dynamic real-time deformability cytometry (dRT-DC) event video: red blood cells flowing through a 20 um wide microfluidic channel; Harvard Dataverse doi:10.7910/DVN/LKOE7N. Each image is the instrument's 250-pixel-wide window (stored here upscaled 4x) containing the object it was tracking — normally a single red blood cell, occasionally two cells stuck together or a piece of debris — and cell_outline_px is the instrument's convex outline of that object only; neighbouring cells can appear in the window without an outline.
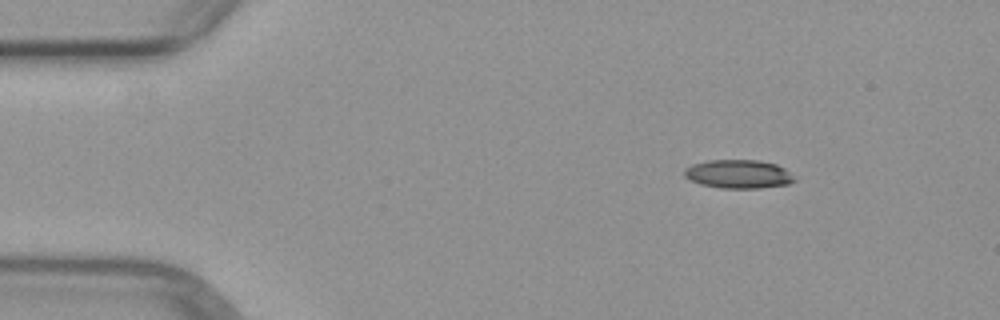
{"species": "common noctule bat (a hibernating species)", "species_latin": "Nyctalus noctula", "temperature_condition": "warm", "stored_images_in_passage": 4, "segment_of_instrument_passage": [1, 2], "camera_frame_rate_fps": 3000, "um_per_image_px": 0.085, "animal": {"sex": "female", "body_mass_g": 29.2, "forearm_length_mm": 56.3}, "frame": {"image": 1, "passage_image": 1, "time_ms": 0.0, "image_size_px": [1000, 320], "cell_outline_px": [[796, 180], [788, 184], [760, 188], [720, 188], [700, 184], [684, 176], [684, 168], [692, 164], [708, 160], [760, 160], [776, 164], [784, 168]], "centroid_in_image_um": [62.75, 14.79], "position_along_channel_um": 22.3, "area_um2": 18.32}}